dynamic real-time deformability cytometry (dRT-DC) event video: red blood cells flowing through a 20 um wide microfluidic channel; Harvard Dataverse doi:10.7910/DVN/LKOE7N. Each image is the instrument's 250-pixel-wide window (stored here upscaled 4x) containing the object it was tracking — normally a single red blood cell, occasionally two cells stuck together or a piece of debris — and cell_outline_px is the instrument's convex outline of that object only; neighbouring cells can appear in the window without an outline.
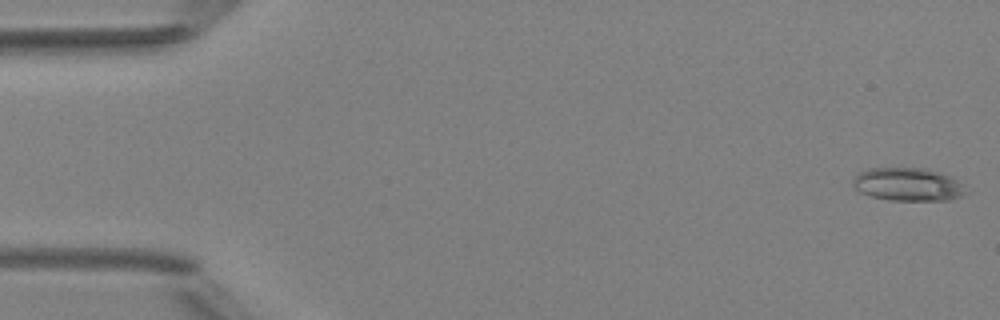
{"species": "Egyptian fruit bat (a non-hibernating species)", "species_latin": "Rousettus aegyptiacus", "temperature_condition": "room temperature", "stored_images_in_passage": 49, "camera_frame_rate_fps": 3000, "um_per_image_px": 0.085, "animal": {"sex": "female"}, "frame": {"image": 1, "passage_image": 1, "time_ms": 0.0, "image_size_px": [1000, 320], "cell_outline_px": [[960, 196], [948, 200], [892, 200], [872, 196], [860, 192], [852, 184], [852, 180], [856, 172], [868, 168], [928, 168], [952, 176], [960, 184]], "centroid_in_image_um": [77.07, 15.64], "position_along_channel_um": 7.9, "area_um2": 21.5}}
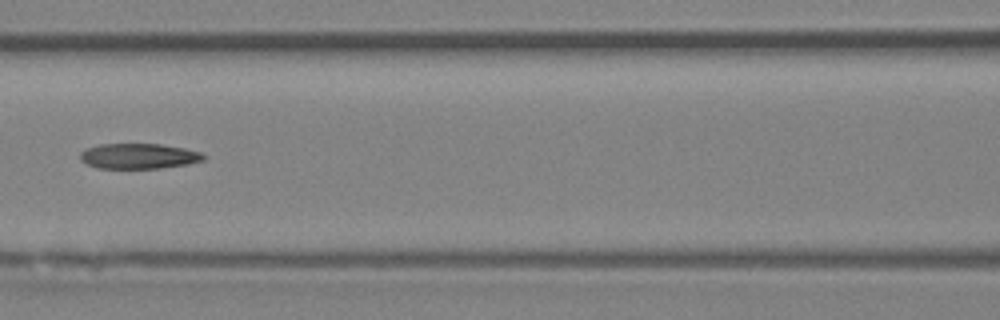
{"frame": {"image": 2, "passage_image": 22, "time_ms": 7.0, "image_size_px": [1000, 320], "cell_outline_px": [[204, 160], [188, 164], [160, 168], [96, 168], [80, 160], [80, 152], [88, 148], [100, 144], [160, 144], [184, 148], [200, 152], [204, 156]], "centroid_in_image_um": [11.78, 13.27], "position_along_channel_um": 154.8, "area_um2": 18.09}}
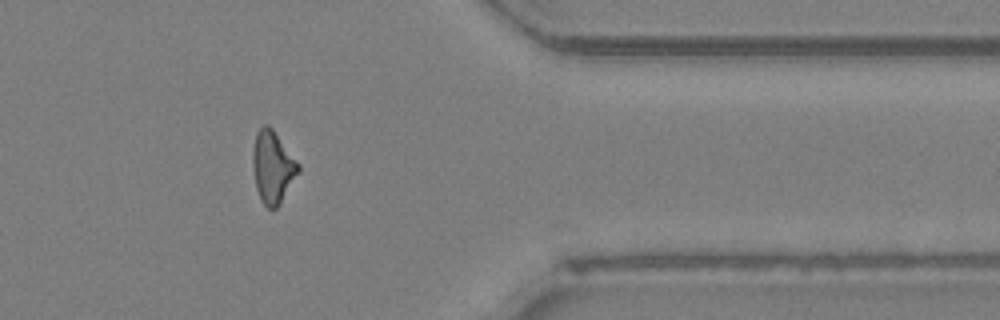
{"frame": {"image": 3, "passage_image": 40, "time_ms": 13.0, "image_size_px": [1000, 320], "cell_outline_px": [[300, 172], [280, 204], [276, 208], [268, 208], [260, 200], [256, 188], [252, 168], [252, 152], [256, 132], [264, 124], [268, 124], [272, 128], [300, 164]], "centroid_in_image_um": [23.18, 14.2], "position_along_channel_um": 388.2, "area_um2": 19.42}}